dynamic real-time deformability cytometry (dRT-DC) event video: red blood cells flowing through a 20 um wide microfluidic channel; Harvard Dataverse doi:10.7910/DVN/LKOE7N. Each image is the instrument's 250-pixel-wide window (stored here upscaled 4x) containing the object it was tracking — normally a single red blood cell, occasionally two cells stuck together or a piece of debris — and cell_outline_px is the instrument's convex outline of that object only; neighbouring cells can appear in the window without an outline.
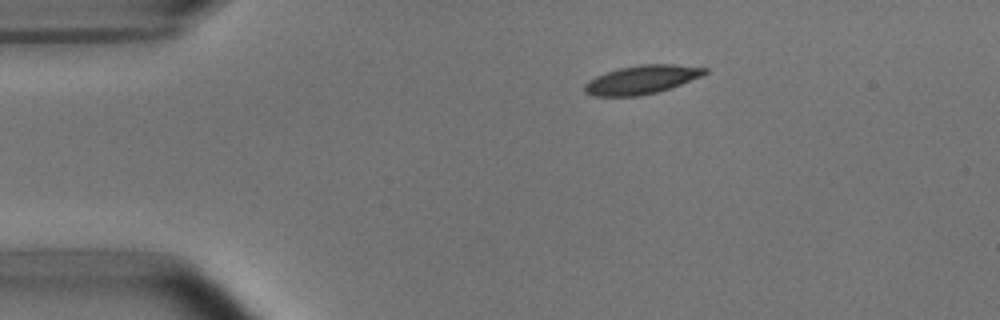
{"species": "common noctule bat (a hibernating species)", "species_latin": "Nyctalus noctula", "temperature_condition": "room temperature", "stored_images_in_passage": 5, "camera_frame_rate_fps": 3000, "um_per_image_px": 0.085, "animal": {"sex": "male", "body_mass_g": 15.6}, "frame": {"image": 1, "passage_image": 5, "time_ms": 4.667, "image_size_px": [1000, 320], "cell_outline_px": [[708, 72], [704, 76], [656, 92], [640, 96], [592, 96], [584, 92], [584, 84], [588, 80], [604, 72], [620, 68], [640, 64], [676, 64], [708, 68]], "centroid_in_image_um": [54.54, 6.76], "position_along_channel_um": 30.5, "area_um2": 20.17}}